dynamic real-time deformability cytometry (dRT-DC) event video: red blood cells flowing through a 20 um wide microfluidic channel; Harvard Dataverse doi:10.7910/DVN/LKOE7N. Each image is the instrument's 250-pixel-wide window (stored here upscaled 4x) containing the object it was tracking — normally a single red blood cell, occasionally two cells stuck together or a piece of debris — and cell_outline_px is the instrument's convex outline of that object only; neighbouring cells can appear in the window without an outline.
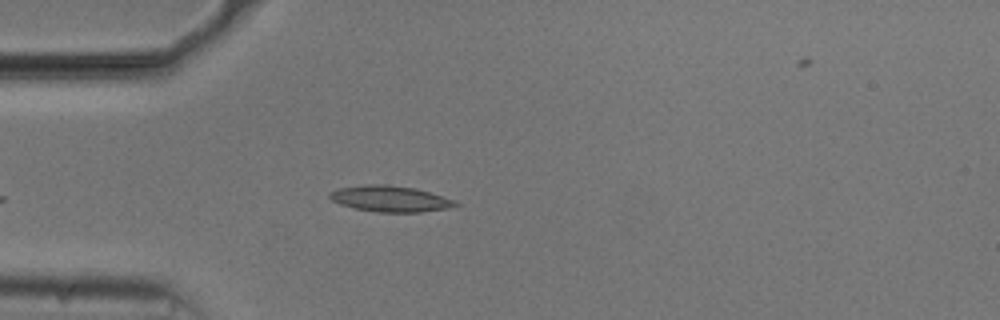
{"species": "common noctule bat (a hibernating species)", "species_latin": "Nyctalus noctula", "temperature_condition": "cold", "stored_images_in_passage": 18, "camera_frame_rate_fps": 3000, "um_per_image_px": 0.085, "animal": {"sex": "male", "body_mass_g": 20.5, "forearm_length_mm": 52.5}, "frame": {"image": 1, "passage_image": 5, "time_ms": 1.333, "image_size_px": [1000, 320], "cell_outline_px": [[460, 204], [448, 208], [420, 212], [376, 212], [356, 208], [340, 204], [332, 200], [328, 196], [328, 192], [340, 188], [368, 184], [388, 184], [412, 188], [428, 192], [452, 200]], "centroid_in_image_um": [33.11, 16.89], "position_along_channel_um": 51.9, "area_um2": 18.73}}
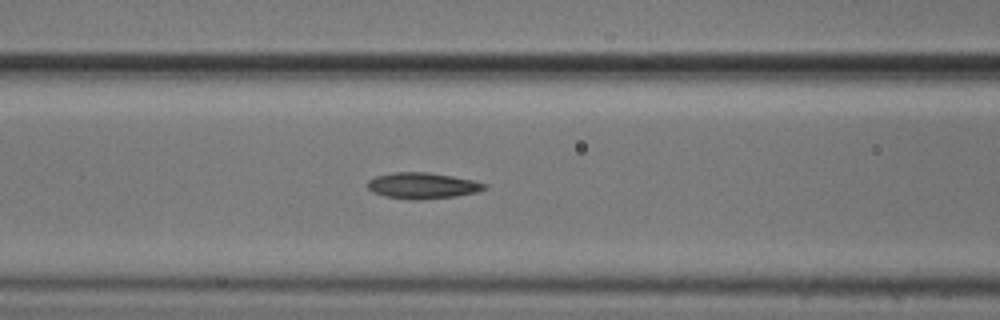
{"frame": {"image": 2, "passage_image": 12, "time_ms": 3.667, "image_size_px": [1000, 320], "cell_outline_px": [[488, 188], [476, 192], [456, 196], [420, 200], [412, 200], [384, 196], [372, 192], [368, 188], [368, 180], [376, 176], [396, 172], [428, 172], [452, 176], [472, 180], [488, 184]], "centroid_in_image_um": [35.92, 15.78], "position_along_channel_um": 130.7, "area_um2": 17.8}}
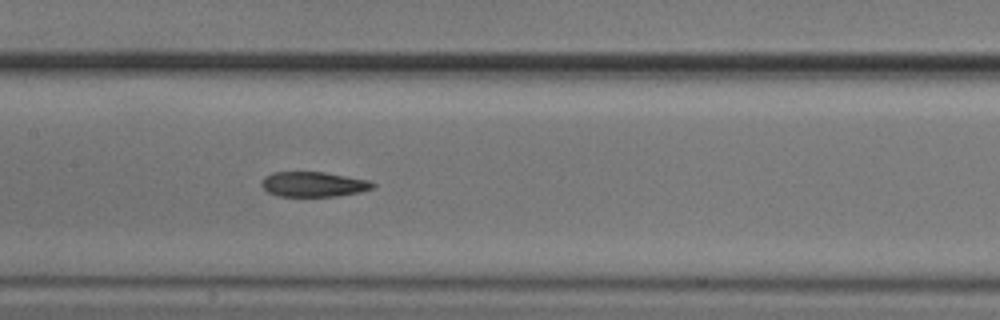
{"frame": {"image": 3, "passage_image": 16, "time_ms": 5.0, "image_size_px": [1000, 320], "cell_outline_px": [[376, 184], [372, 188], [360, 192], [336, 196], [280, 196], [268, 192], [260, 184], [264, 176], [272, 172], [324, 172], [368, 180]], "centroid_in_image_um": [26.62, 15.66], "position_along_channel_um": 180.8, "area_um2": 16.13}}